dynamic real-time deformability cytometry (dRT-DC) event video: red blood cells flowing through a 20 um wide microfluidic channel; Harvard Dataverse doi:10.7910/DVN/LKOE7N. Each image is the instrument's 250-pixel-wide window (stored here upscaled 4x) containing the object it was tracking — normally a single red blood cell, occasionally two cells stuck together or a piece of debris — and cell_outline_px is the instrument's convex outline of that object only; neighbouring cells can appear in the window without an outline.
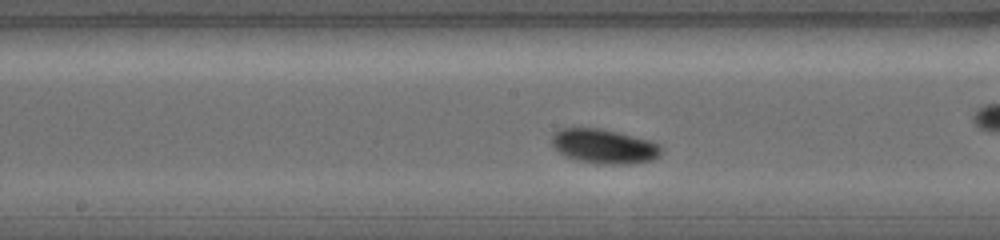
{"species": "common noctule bat (a hibernating species)", "species_latin": "Nyctalus noctula", "temperature_condition": "warm", "stored_images_in_passage": 22, "camera_frame_rate_fps": 5000, "um_per_image_px": 0.085, "animal": {"sex": "female", "body_mass_g": 19.0, "forearm_length_mm": 56.7}, "frame": {"image": 1, "passage_image": 10, "time_ms": 3.6, "image_size_px": [1000, 240], "cell_outline_px": [[664, 152], [660, 156], [652, 160], [632, 164], [600, 164], [576, 160], [564, 156], [552, 144], [552, 132], [560, 128], [600, 128], [652, 140], [660, 144], [664, 148]], "centroid_in_image_um": [51.4, 12.44], "position_along_channel_um": 196.8, "area_um2": 22.43}}
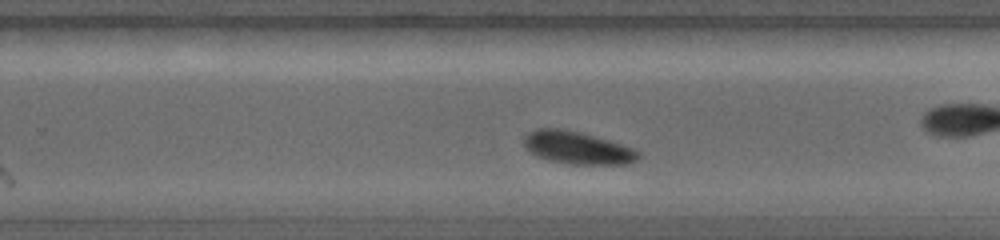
{"frame": {"image": 2, "passage_image": 16, "time_ms": 5.0, "image_size_px": [1000, 240], "cell_outline_px": [[640, 156], [636, 160], [628, 164], [568, 164], [548, 160], [536, 156], [524, 144], [524, 136], [528, 132], [536, 128], [556, 128], [580, 132], [608, 140], [632, 148], [640, 152]], "centroid_in_image_um": [49.06, 12.56], "position_along_channel_um": 280.7, "area_um2": 21.56}}